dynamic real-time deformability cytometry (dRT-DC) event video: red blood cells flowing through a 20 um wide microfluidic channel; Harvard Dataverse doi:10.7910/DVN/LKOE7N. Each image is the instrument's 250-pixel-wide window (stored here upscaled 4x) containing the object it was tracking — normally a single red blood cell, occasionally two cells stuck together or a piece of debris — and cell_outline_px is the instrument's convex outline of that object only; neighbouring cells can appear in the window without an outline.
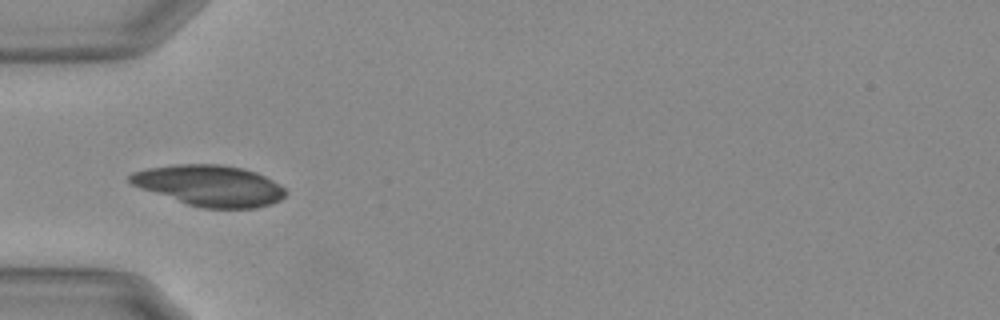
{"species": "Egyptian fruit bat (a non-hibernating species)", "species_latin": "Rousettus aegyptiacus", "temperature_condition": "warm", "stored_images_in_passage": 10, "camera_frame_rate_fps": 3000, "um_per_image_px": 0.085, "animal": {"sex": "female"}, "frame": {"image": 1, "passage_image": 2, "time_ms": 0.333, "image_size_px": [1000, 320], "cell_outline_px": [[288, 192], [280, 200], [272, 204], [256, 208], [204, 208], [188, 204], [140, 188], [132, 184], [128, 180], [128, 176], [132, 172], [148, 168], [176, 164], [220, 164], [244, 168], [256, 172], [272, 180], [284, 188]], "centroid_in_image_um": [17.84, 15.77], "position_along_channel_um": 67.2, "area_um2": 37.05}}